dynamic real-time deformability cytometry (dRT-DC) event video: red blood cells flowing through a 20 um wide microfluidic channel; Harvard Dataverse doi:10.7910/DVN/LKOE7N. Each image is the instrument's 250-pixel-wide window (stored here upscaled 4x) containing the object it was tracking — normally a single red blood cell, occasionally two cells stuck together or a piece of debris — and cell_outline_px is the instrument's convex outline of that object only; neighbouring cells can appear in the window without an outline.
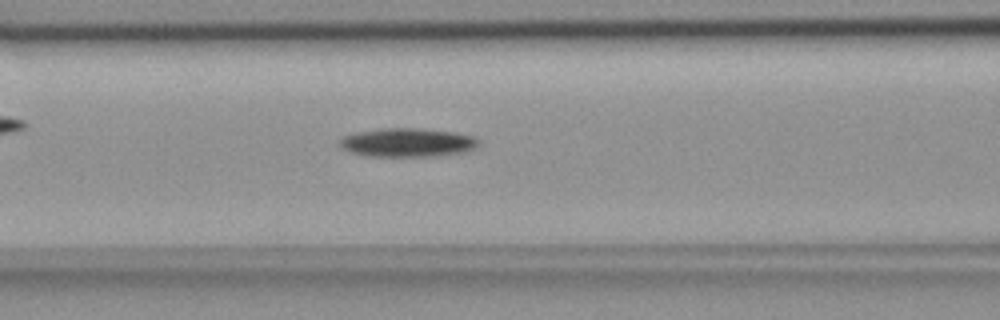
{"species": "common noctule bat (a hibernating species)", "species_latin": "Nyctalus noctula", "temperature_condition": "room temperature", "stored_images_in_passage": 46, "camera_frame_rate_fps": 3000, "um_per_image_px": 0.085, "animal": {"sex": "female", "body_mass_g": 18.4}, "frame": {"image": 1, "passage_image": 14, "time_ms": 4.333, "image_size_px": [1000, 320], "cell_outline_px": [[480, 144], [476, 148], [468, 152], [436, 156], [368, 156], [352, 152], [340, 148], [336, 144], [344, 136], [356, 132], [380, 128], [416, 128], [452, 132], [476, 136], [480, 140]], "centroid_in_image_um": [34.67, 12.12], "position_along_channel_um": 131.9, "area_um2": 23.58}}
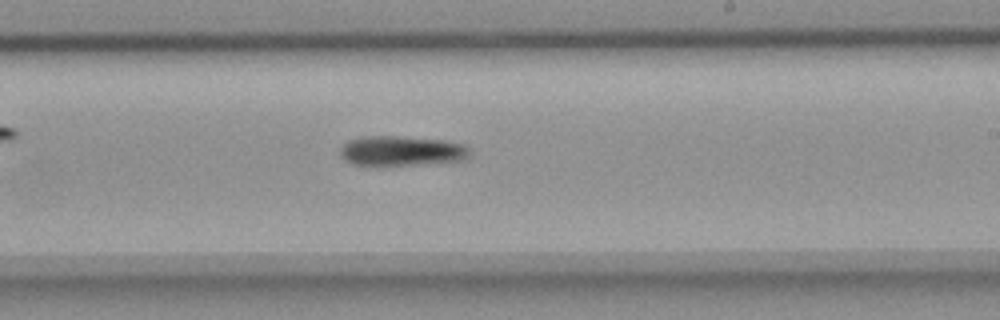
{"frame": {"image": 2, "passage_image": 24, "time_ms": 7.667, "image_size_px": [1000, 320], "cell_outline_px": [[472, 152], [464, 160], [384, 168], [352, 164], [344, 160], [340, 156], [340, 148], [348, 140], [360, 136], [396, 136], [444, 140], [468, 144], [472, 148]], "centroid_in_image_um": [34.13, 12.86], "position_along_channel_um": 254.9, "area_um2": 23.76}}
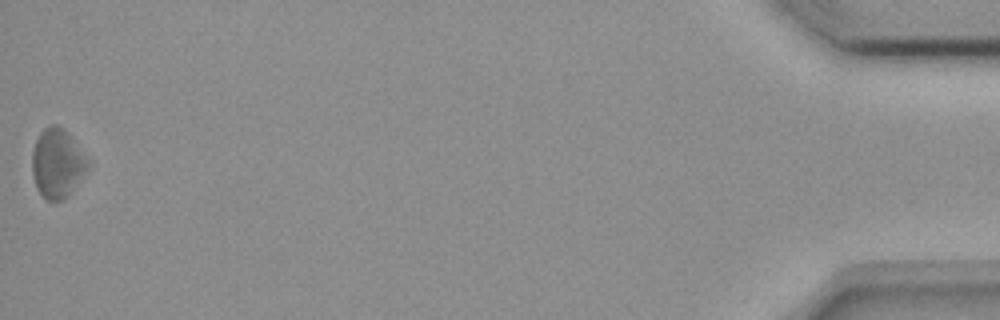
{"frame": {"image": 3, "passage_image": 46, "time_ms": 15.0, "image_size_px": [1000, 320], "cell_outline_px": [[92, 168], [68, 196], [64, 200], [56, 204], [48, 200], [36, 188], [32, 176], [32, 152], [36, 140], [40, 132], [44, 128], [52, 124], [56, 124], [64, 128], [92, 160]], "centroid_in_image_um": [4.95, 13.9], "position_along_channel_um": 430.3, "area_um2": 23.52}, "authors_computed_cell_mechanics": {"area_um2": 22.1085, "velocity_mm_per_s": 3.7052, "shape_relaxation_time_tau1_ms": 1.558, "shape_relaxation_time_tau2_ms": null, "deformation_change_tau1": 0.0725, "deformation_change_tau2": null}}